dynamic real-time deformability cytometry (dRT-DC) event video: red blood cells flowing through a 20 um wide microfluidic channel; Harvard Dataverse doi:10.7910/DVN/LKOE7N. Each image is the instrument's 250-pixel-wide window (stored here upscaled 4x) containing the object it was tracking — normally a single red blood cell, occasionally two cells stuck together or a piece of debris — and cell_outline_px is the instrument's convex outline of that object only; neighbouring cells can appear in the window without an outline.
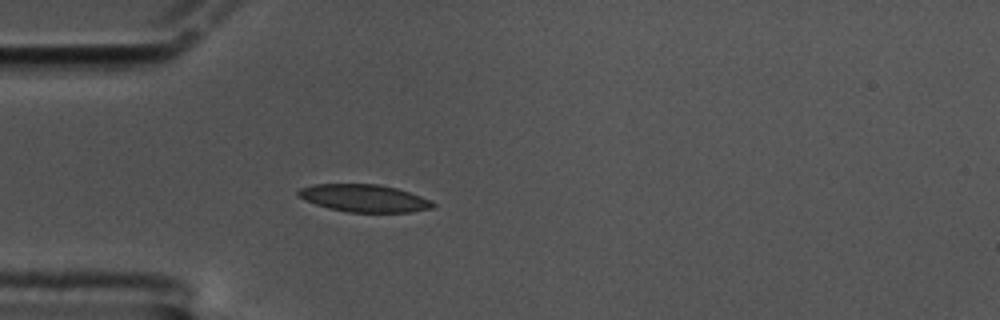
{"species": "common noctule bat (a hibernating species)", "species_latin": "Nyctalus noctula", "temperature_condition": "cold", "stored_images_in_passage": 6, "camera_frame_rate_fps": 3000, "um_per_image_px": 0.085, "animal": {"sex": "male", "body_mass_g": 17.5, "forearm_length_mm": 52.3}, "frame": {"image": 1, "passage_image": 1, "time_ms": 0.0, "image_size_px": [1000, 320], "cell_outline_px": [[436, 204], [432, 208], [408, 212], [348, 212], [328, 208], [304, 200], [296, 196], [296, 192], [300, 188], [316, 184], [380, 184], [396, 188], [432, 200]], "centroid_in_image_um": [30.93, 16.84], "position_along_channel_um": 54.1, "area_um2": 21.56}}